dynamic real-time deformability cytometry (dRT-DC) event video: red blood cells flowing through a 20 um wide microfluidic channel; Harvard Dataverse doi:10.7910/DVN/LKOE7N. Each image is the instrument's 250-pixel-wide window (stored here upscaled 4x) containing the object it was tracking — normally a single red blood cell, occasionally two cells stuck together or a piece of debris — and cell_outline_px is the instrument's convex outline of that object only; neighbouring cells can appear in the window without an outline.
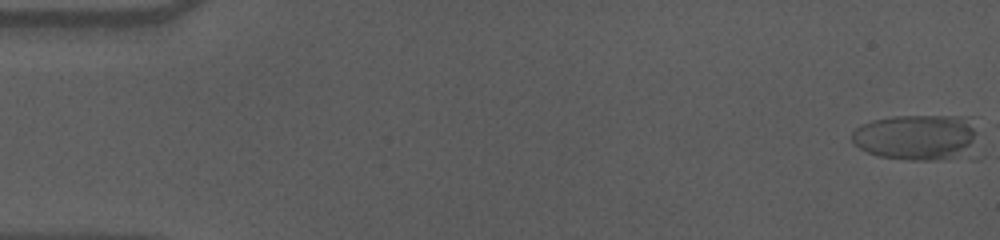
{"species": "human", "species_latin": "Homo sapiens", "temperature_condition": "cold", "stored_images_in_passage": 1, "camera_frame_rate_fps": 3000, "um_per_image_px": 0.085, "donor": {"sex": "male"}, "frame": {"image": 1, "passage_image": 1, "time_ms": 0.0, "image_size_px": [1000, 240], "cell_outline_px": [[976, 140], [956, 156], [944, 160], [912, 160], [880, 156], [868, 152], [860, 148], [852, 140], [852, 132], [856, 128], [872, 120], [892, 116], [976, 116]], "centroid_in_image_um": [77.94, 11.62], "position_along_channel_um": 7.1, "area_um2": 33.41}}